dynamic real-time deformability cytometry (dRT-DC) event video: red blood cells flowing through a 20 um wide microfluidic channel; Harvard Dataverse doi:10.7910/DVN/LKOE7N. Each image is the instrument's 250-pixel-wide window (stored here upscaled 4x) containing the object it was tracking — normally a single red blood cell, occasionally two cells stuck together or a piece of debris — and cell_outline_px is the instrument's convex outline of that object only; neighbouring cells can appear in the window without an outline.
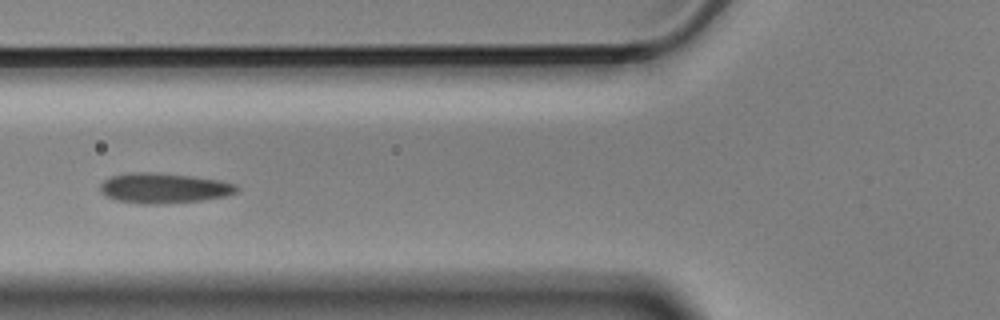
{"species": "Egyptian fruit bat (a non-hibernating species)", "species_latin": "Rousettus aegyptiacus", "temperature_condition": "cold", "stored_images_in_passage": 8, "camera_frame_rate_fps": 3000, "um_per_image_px": 0.085, "animal": {"sex": "male"}, "frame": {"image": 1, "passage_image": 5, "time_ms": 1.333, "image_size_px": [1000, 320], "cell_outline_px": [[240, 188], [236, 192], [228, 196], [204, 200], [156, 204], [144, 204], [116, 200], [104, 196], [100, 192], [100, 184], [104, 180], [112, 176], [132, 172], [152, 172], [192, 176], [216, 180], [236, 184]], "centroid_in_image_um": [13.92, 15.99], "position_along_channel_um": 111.9, "area_um2": 24.04}}
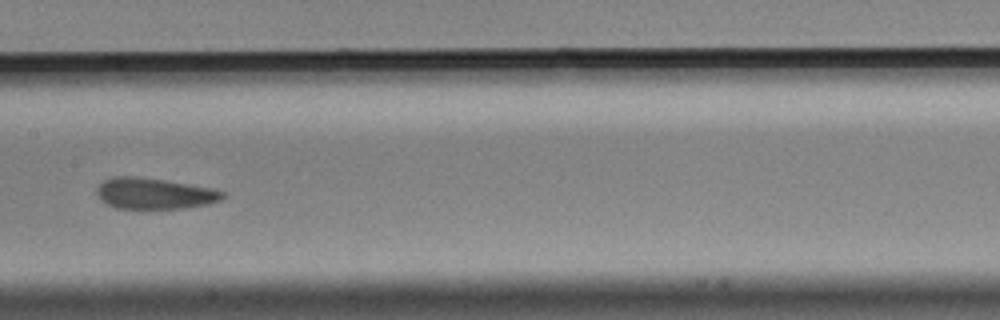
{"frame": {"image": 2, "passage_image": 7, "time_ms": 2.0, "image_size_px": [1000, 320], "cell_outline_px": [[224, 196], [220, 200], [208, 204], [184, 208], [116, 208], [104, 204], [100, 200], [96, 192], [96, 188], [104, 180], [112, 176], [132, 176], [164, 180], [208, 188], [224, 192]], "centroid_in_image_um": [13.04, 16.45], "position_along_channel_um": 194.4, "area_um2": 22.54}}
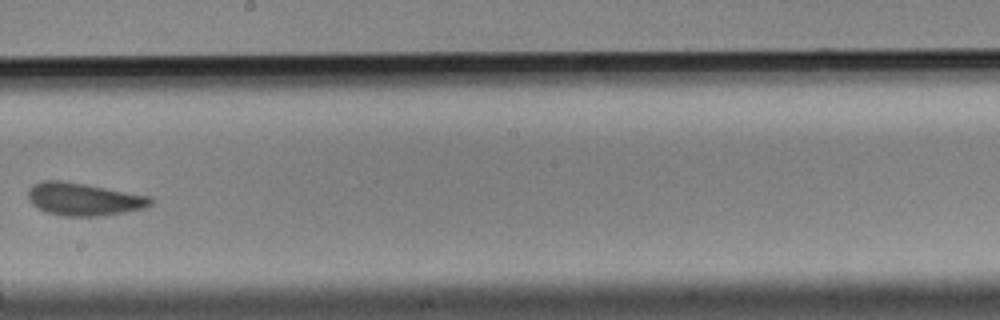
{"frame": {"image": 3, "passage_image": 8, "time_ms": 2.333, "image_size_px": [1000, 320], "cell_outline_px": [[152, 204], [144, 208], [124, 212], [100, 216], [60, 216], [36, 208], [32, 204], [28, 196], [28, 188], [32, 184], [44, 180], [60, 180], [84, 184], [152, 196]], "centroid_in_image_um": [7.1, 16.93], "position_along_channel_um": 241.1, "area_um2": 23.41}}